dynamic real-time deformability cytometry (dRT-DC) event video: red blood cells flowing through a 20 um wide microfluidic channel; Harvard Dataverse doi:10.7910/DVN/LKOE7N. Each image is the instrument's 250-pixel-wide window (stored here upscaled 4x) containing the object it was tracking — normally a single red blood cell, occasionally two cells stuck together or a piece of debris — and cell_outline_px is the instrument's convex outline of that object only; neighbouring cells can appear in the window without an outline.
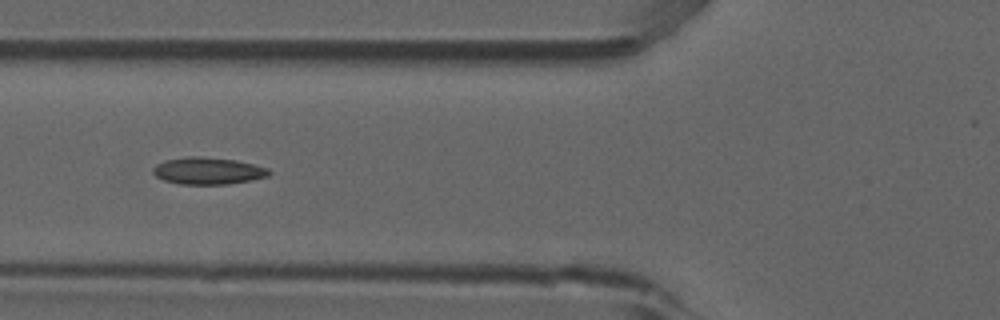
{"species": "common noctule bat (a hibernating species)", "species_latin": "Nyctalus noctula", "temperature_condition": "room temperature", "stored_images_in_passage": 8, "camera_frame_rate_fps": 3000, "um_per_image_px": 0.085, "animal": {"sex": "male", "forearm_length_mm": 52.5}, "frame": {"image": 1, "passage_image": 6, "time_ms": 1.667, "image_size_px": [1000, 320], "cell_outline_px": [[272, 172], [268, 176], [252, 180], [228, 184], [180, 184], [164, 180], [156, 176], [152, 172], [152, 168], [156, 164], [164, 160], [184, 156], [200, 156], [236, 160], [268, 168]], "centroid_in_image_um": [17.66, 14.51], "position_along_channel_um": 108.1, "area_um2": 18.38}}
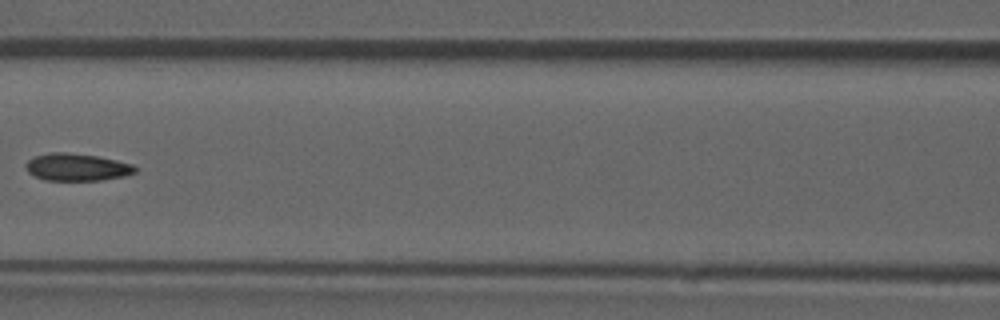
{"frame": {"image": 2, "passage_image": 7, "time_ms": 2.0, "image_size_px": [1000, 320], "cell_outline_px": [[136, 172], [124, 176], [100, 180], [44, 180], [28, 172], [24, 164], [28, 160], [36, 156], [52, 152], [64, 152], [96, 156], [116, 160], [132, 164], [136, 168]], "centroid_in_image_um": [6.52, 14.21], "position_along_channel_um": 160.1, "area_um2": 17.22}}